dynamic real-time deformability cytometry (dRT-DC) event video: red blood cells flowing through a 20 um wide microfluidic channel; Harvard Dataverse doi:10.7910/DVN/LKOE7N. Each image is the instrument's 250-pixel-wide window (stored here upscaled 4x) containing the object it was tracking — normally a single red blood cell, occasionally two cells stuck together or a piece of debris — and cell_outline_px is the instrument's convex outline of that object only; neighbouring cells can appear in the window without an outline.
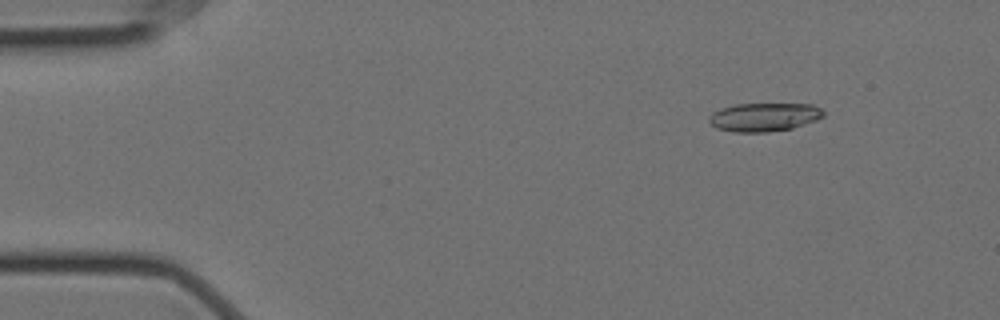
{"species": "Egyptian fruit bat (a non-hibernating species)", "species_latin": "Rousettus aegyptiacus", "temperature_condition": "cold", "stored_images_in_passage": 4, "camera_frame_rate_fps": 3000, "um_per_image_px": 0.085, "animal": {"sex": "female"}, "frame": {"image": 1, "passage_image": 2, "time_ms": 0.333, "image_size_px": [1000, 320], "cell_outline_px": [[824, 116], [816, 120], [792, 128], [768, 132], [732, 132], [716, 128], [708, 120], [708, 116], [712, 112], [736, 104], [812, 104], [820, 108], [824, 112]], "centroid_in_image_um": [64.94, 9.95], "position_along_channel_um": 20.1, "area_um2": 18.96}}